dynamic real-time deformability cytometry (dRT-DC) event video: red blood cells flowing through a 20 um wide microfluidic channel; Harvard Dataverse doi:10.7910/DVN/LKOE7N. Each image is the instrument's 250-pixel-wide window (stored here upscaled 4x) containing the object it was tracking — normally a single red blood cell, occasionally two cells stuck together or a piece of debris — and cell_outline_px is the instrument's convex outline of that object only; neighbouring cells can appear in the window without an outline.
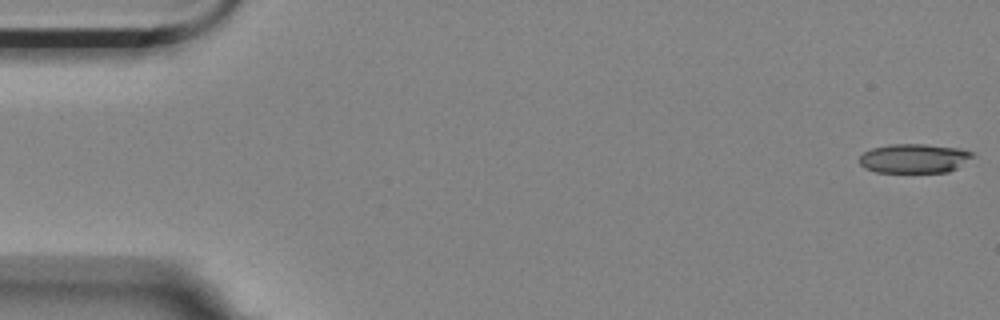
{"species": "Egyptian fruit bat (a non-hibernating species)", "species_latin": "Rousettus aegyptiacus", "temperature_condition": "room temperature", "stored_images_in_passage": 35, "camera_frame_rate_fps": 3000, "um_per_image_px": 0.085, "animal": {"sex": "female"}, "frame": {"image": 1, "passage_image": 1, "time_ms": 0.0, "image_size_px": [1000, 320], "cell_outline_px": [[976, 156], [956, 168], [948, 172], [876, 172], [864, 168], [856, 160], [864, 152], [872, 148], [892, 144], [924, 144], [956, 148], [972, 152]], "centroid_in_image_um": [77.67, 13.47], "position_along_channel_um": 7.3, "area_um2": 19.31}}
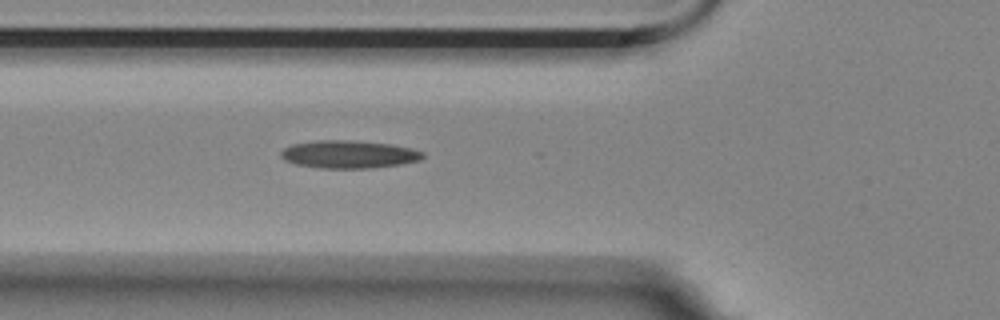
{"frame": {"image": 2, "passage_image": 20, "time_ms": 6.333, "image_size_px": [1000, 320], "cell_outline_px": [[424, 156], [420, 160], [400, 164], [368, 168], [320, 168], [296, 164], [280, 156], [280, 152], [284, 148], [292, 144], [316, 140], [348, 140], [388, 144], [412, 148], [424, 152]], "centroid_in_image_um": [29.65, 13.11], "position_along_channel_um": 96.2, "area_um2": 22.77}}
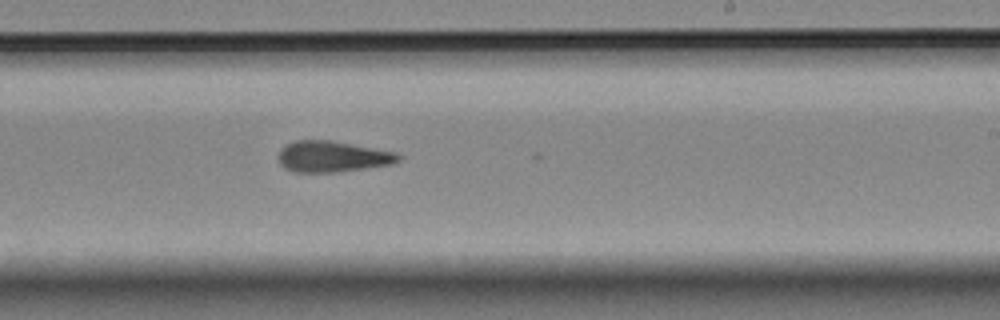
{"frame": {"image": 3, "passage_image": 34, "time_ms": 11.0, "image_size_px": [1000, 320], "cell_outline_px": [[400, 160], [392, 164], [336, 172], [296, 172], [284, 168], [280, 164], [276, 156], [280, 148], [296, 140], [332, 140], [396, 152], [400, 156]], "centroid_in_image_um": [28.21, 13.3], "position_along_channel_um": 260.8, "area_um2": 21.79}}